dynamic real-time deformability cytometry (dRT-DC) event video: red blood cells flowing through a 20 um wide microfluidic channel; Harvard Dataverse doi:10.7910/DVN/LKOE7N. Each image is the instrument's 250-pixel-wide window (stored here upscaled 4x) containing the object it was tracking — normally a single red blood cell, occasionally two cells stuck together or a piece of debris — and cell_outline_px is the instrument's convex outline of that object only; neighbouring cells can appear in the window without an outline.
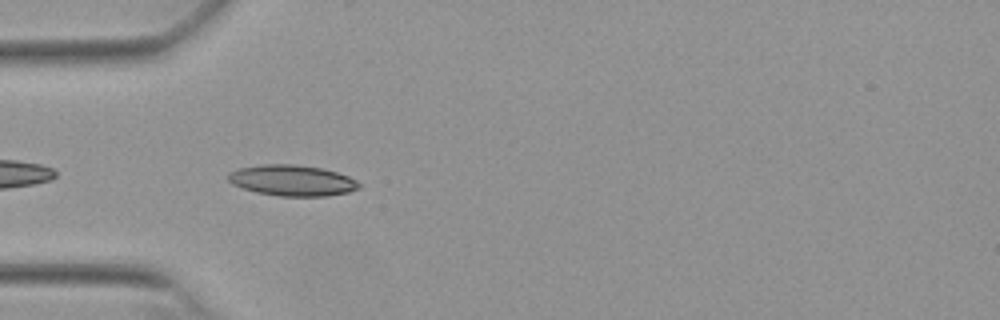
{"species": "Egyptian fruit bat (a non-hibernating species)", "species_latin": "Rousettus aegyptiacus", "temperature_condition": "warm", "stored_images_in_passage": 10, "camera_frame_rate_fps": 3000, "um_per_image_px": 0.085, "animal": {"sex": "female"}, "frame": {"image": 1, "passage_image": 2, "time_ms": 0.333, "image_size_px": [1000, 320], "cell_outline_px": [[360, 188], [348, 192], [328, 196], [280, 196], [256, 192], [232, 184], [228, 180], [228, 172], [240, 168], [260, 164], [296, 164], [320, 168], [336, 172], [348, 176], [356, 180], [360, 184]], "centroid_in_image_um": [24.83, 15.33], "position_along_channel_um": 60.2, "area_um2": 23.52}}
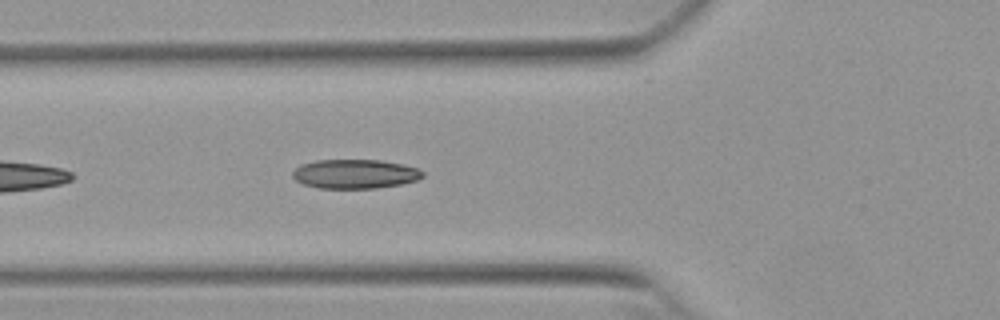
{"frame": {"image": 2, "passage_image": 5, "time_ms": 1.333, "image_size_px": [1000, 320], "cell_outline_px": [[424, 176], [416, 180], [400, 184], [376, 188], [320, 188], [304, 184], [296, 180], [292, 176], [292, 172], [300, 164], [316, 160], [380, 160], [400, 164], [416, 168], [424, 172]], "centroid_in_image_um": [30.15, 14.78], "position_along_channel_um": 95.7, "area_um2": 21.96}}